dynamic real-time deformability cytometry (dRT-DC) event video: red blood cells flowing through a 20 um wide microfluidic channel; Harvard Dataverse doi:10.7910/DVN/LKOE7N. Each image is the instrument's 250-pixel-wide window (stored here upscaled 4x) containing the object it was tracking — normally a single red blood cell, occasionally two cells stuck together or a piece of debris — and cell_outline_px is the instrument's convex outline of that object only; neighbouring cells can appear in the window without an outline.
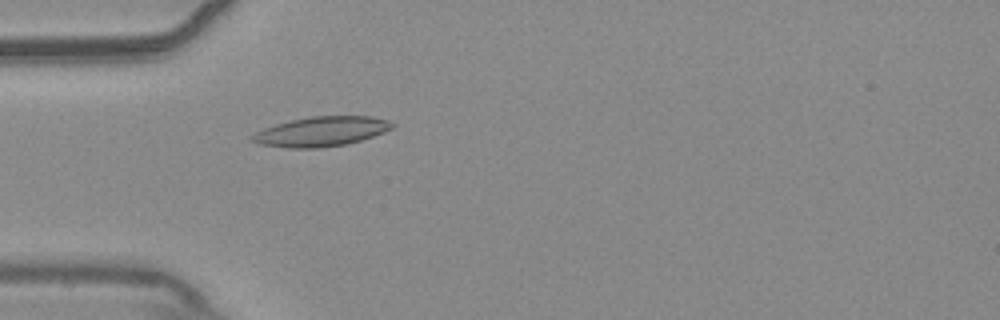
{"species": "common noctule bat (a hibernating species)", "species_latin": "Nyctalus noctula", "temperature_condition": "warm", "stored_images_in_passage": 50, "camera_frame_rate_fps": 3000, "um_per_image_px": 0.085, "animal": {"sex": "male", "body_mass_g": 20.4}, "frame": {"image": 1, "passage_image": 12, "time_ms": 3.667, "image_size_px": [1000, 320], "cell_outline_px": [[396, 124], [392, 128], [384, 132], [360, 140], [344, 144], [316, 148], [288, 148], [260, 144], [252, 140], [248, 136], [264, 128], [276, 124], [292, 120], [312, 116], [372, 116], [388, 120]], "centroid_in_image_um": [27.3, 11.17], "position_along_channel_um": 57.7, "area_um2": 24.04}}
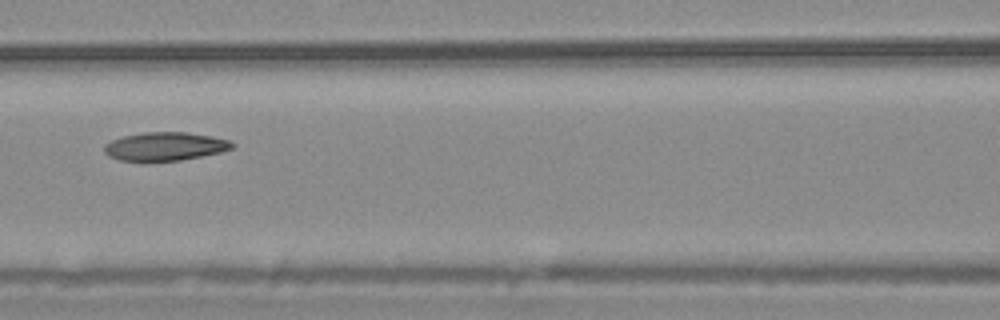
{"frame": {"image": 2, "passage_image": 20, "time_ms": 6.333, "image_size_px": [1000, 320], "cell_outline_px": [[236, 144], [232, 148], [220, 152], [180, 160], [144, 164], [120, 160], [108, 156], [104, 152], [104, 144], [112, 140], [124, 136], [144, 132], [184, 132], [212, 136], [228, 140]], "centroid_in_image_um": [13.96, 12.48], "position_along_channel_um": 152.6, "area_um2": 21.73}}
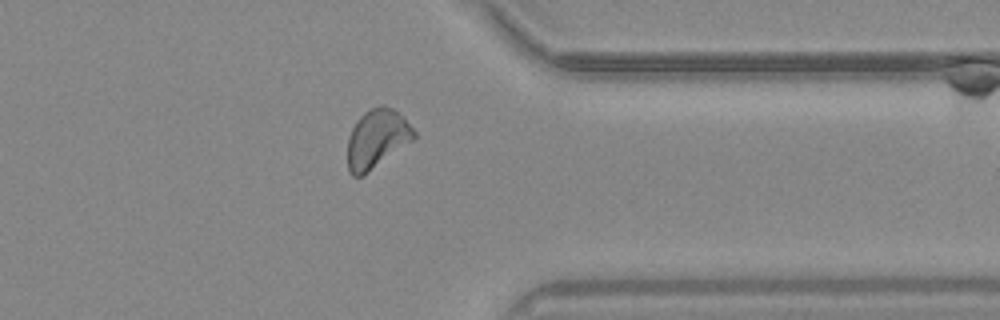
{"frame": {"image": 3, "passage_image": 39, "time_ms": 12.667, "image_size_px": [1000, 320], "cell_outline_px": [[416, 136], [412, 140], [364, 176], [352, 176], [348, 172], [348, 136], [356, 120], [364, 112], [380, 104], [384, 104], [392, 108], [416, 132]], "centroid_in_image_um": [31.99, 11.81], "position_along_channel_um": 379.4, "area_um2": 22.54}, "authors_computed_cell_mechanics": {"area_um2": 22.0218, "velocity_mm_per_s": 3.7004, "shape_relaxation_time_tau1_ms": 7.2155, "shape_relaxation_time_tau2_ms": 6.0932, "deformation_change_tau1": 0.1559, "deformation_change_tau2": 0.1175}}